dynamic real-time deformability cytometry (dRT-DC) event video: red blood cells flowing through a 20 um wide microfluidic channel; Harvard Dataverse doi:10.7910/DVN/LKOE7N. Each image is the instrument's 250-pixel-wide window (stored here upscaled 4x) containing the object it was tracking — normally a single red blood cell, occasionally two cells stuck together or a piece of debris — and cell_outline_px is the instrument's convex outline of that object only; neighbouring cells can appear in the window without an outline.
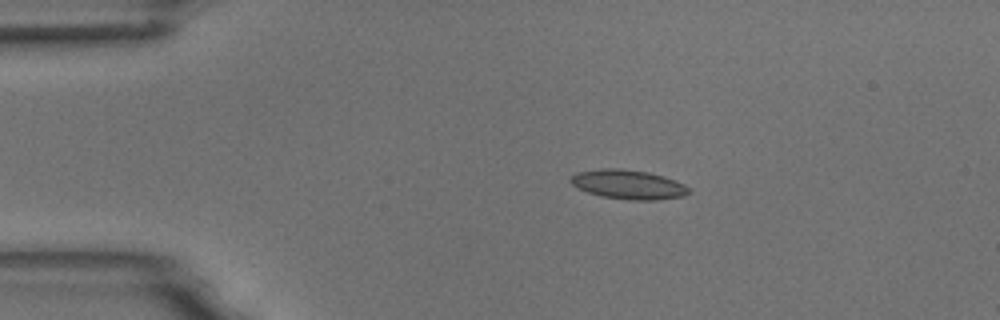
{"species": "common noctule bat (a hibernating species)", "species_latin": "Nyctalus noctula", "temperature_condition": "room temperature", "stored_images_in_passage": 2, "camera_frame_rate_fps": 3000, "um_per_image_px": 0.085, "animal": {"sex": "male", "body_mass_g": 18.8}, "frame": {"image": 1, "passage_image": 1, "time_ms": 0.0, "image_size_px": [1000, 320], "cell_outline_px": [[692, 192], [684, 196], [656, 200], [628, 200], [600, 196], [576, 188], [568, 180], [576, 172], [600, 168], [616, 168], [648, 172], [664, 176], [684, 184]], "centroid_in_image_um": [53.38, 15.68], "position_along_channel_um": 31.6, "area_um2": 20.35}}